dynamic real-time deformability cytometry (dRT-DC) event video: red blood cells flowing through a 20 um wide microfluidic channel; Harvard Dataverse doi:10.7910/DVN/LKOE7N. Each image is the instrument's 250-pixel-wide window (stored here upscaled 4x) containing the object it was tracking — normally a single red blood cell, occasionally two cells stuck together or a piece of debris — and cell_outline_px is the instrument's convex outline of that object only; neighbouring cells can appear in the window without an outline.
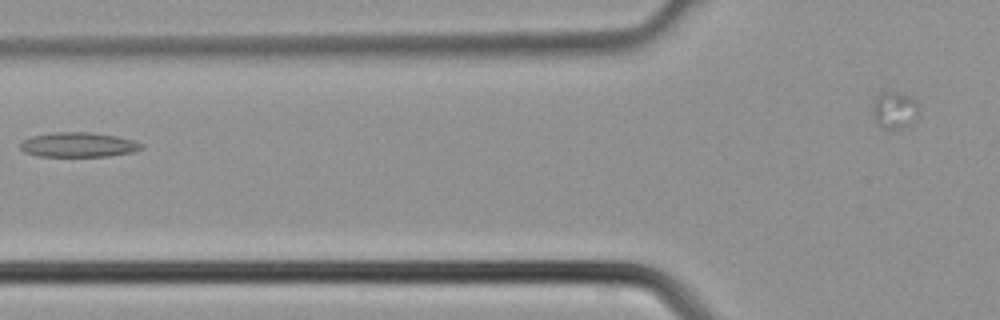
{"species": "common noctule bat (a hibernating species)", "species_latin": "Nyctalus noctula", "temperature_condition": "cold", "stored_images_in_passage": 7, "camera_frame_rate_fps": 3000, "um_per_image_px": 0.085, "animal": {"sex": "male", "body_mass_g": 21.5, "forearm_length_mm": 52.0}, "frame": {"image": 1, "passage_image": 6, "time_ms": 1.667, "image_size_px": [1000, 320], "cell_outline_px": [[144, 148], [132, 152], [108, 156], [40, 156], [24, 152], [20, 148], [20, 144], [24, 140], [32, 136], [52, 132], [88, 132], [116, 136], [132, 140], [144, 144]], "centroid_in_image_um": [6.67, 12.3], "position_along_channel_um": 119.1, "area_um2": 17.34}}